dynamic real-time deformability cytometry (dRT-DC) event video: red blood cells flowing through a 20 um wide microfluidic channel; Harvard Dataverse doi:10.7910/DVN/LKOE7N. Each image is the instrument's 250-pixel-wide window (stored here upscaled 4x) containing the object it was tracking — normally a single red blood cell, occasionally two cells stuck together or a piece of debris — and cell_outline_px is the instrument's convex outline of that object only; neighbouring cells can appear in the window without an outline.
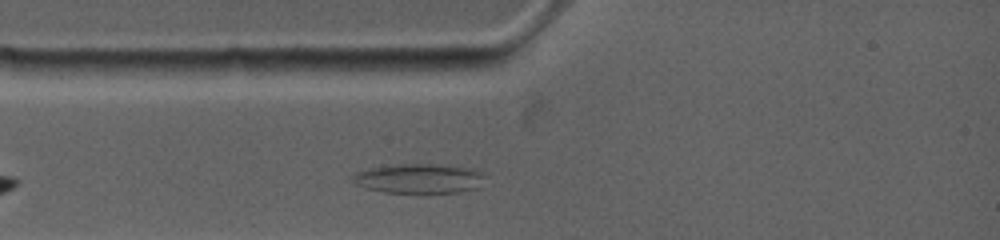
{"species": "common noctule bat (a hibernating species)", "species_latin": "Nyctalus noctula", "temperature_condition": "warm", "stored_images_in_passage": 2, "camera_frame_rate_fps": 4500, "um_per_image_px": 0.085, "animal": {"sex": "female", "body_mass_g": 19.0, "forearm_length_mm": 53.3}, "frame": {"image": 1, "passage_image": 2, "time_ms": 1.111, "image_size_px": [1000, 240], "cell_outline_px": [[484, 176], [476, 188], [460, 192], [384, 192], [368, 188], [356, 184], [352, 180], [352, 176], [356, 172], [368, 168], [396, 164], [444, 164], [472, 168], [484, 172]], "centroid_in_image_um": [35.62, 15.15], "position_along_channel_um": 49.4, "area_um2": 22.72}}